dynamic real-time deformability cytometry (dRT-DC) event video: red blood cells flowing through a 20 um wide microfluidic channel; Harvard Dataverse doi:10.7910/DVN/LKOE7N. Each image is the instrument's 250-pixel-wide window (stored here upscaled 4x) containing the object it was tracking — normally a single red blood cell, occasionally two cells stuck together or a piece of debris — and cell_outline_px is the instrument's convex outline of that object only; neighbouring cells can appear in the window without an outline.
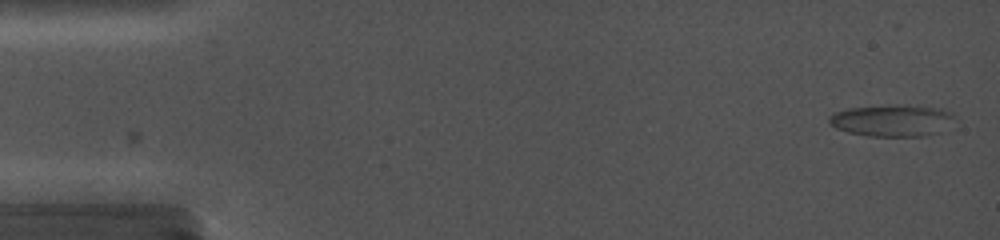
{"species": "common noctule bat (a hibernating species)", "species_latin": "Nyctalus noctula", "temperature_condition": "cold", "stored_images_in_passage": 3, "camera_frame_rate_fps": 5000, "um_per_image_px": 0.085, "animal": {"sex": "female", "body_mass_g": 19.0, "forearm_length_mm": 56.7}, "frame": {"image": 1, "passage_image": 1, "time_ms": 0.0, "image_size_px": [1000, 240], "cell_outline_px": [[980, 108], [956, 112], [836, 124], [832, 124], [828, 120], [836, 112], [848, 108], [868, 104], [952, 100], [980, 100]], "centroid_in_image_um": [76.59, 9.38], "position_along_channel_um": 8.4, "area_um2": 14.8}}